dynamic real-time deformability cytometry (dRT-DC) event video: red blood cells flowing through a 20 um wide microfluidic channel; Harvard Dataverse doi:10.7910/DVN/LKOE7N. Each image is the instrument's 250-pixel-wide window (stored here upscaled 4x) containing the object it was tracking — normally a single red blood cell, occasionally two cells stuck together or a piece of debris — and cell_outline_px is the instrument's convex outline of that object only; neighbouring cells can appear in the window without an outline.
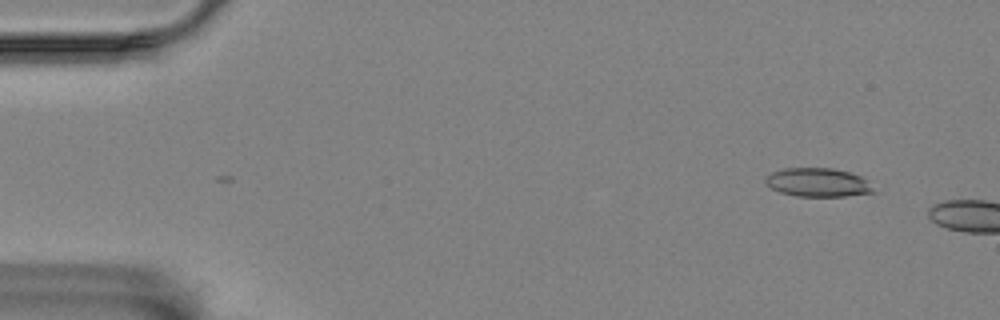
{"species": "Egyptian fruit bat (a non-hibernating species)", "species_latin": "Rousettus aegyptiacus", "temperature_condition": "room temperature", "stored_images_in_passage": 13, "camera_frame_rate_fps": 3000, "um_per_image_px": 0.085, "animal": {"sex": "female"}, "frame": {"image": 1, "passage_image": 1, "time_ms": 0.0, "image_size_px": [1000, 320], "cell_outline_px": [[872, 192], [844, 196], [796, 196], [780, 192], [772, 188], [764, 180], [772, 172], [784, 168], [832, 168], [848, 172], [860, 176], [864, 180]], "centroid_in_image_um": [69.43, 15.5], "position_along_channel_um": 15.6, "area_um2": 17.46}}